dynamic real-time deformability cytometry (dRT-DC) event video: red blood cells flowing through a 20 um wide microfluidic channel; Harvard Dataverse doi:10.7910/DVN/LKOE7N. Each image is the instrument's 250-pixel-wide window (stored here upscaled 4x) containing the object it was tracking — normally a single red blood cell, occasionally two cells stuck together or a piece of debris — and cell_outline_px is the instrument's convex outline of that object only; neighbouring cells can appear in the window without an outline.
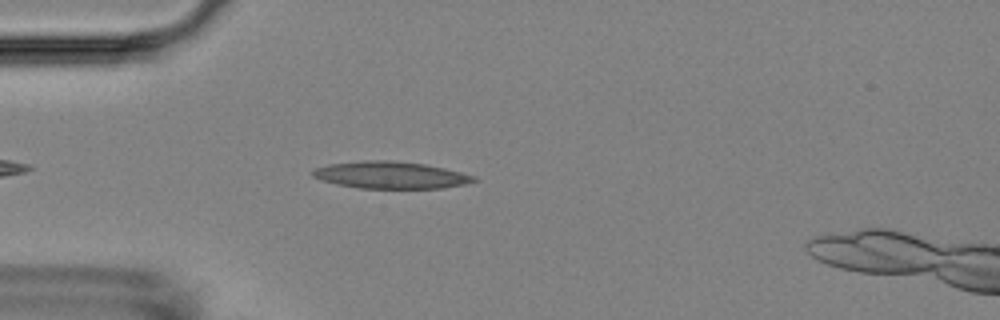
{"species": "Egyptian fruit bat (a non-hibernating species)", "species_latin": "Rousettus aegyptiacus", "temperature_condition": "room temperature", "stored_images_in_passage": 4, "camera_frame_rate_fps": 3000, "um_per_image_px": 0.085, "animal": {"sex": "female"}, "frame": {"image": 1, "passage_image": 4, "time_ms": 3.333, "image_size_px": [1000, 320], "cell_outline_px": [[480, 180], [464, 184], [444, 188], [360, 188], [336, 184], [320, 180], [312, 176], [312, 172], [316, 168], [328, 164], [364, 160], [396, 160], [424, 164], [444, 168], [476, 176]], "centroid_in_image_um": [33.21, 14.87], "position_along_channel_um": 51.8, "area_um2": 25.49}}